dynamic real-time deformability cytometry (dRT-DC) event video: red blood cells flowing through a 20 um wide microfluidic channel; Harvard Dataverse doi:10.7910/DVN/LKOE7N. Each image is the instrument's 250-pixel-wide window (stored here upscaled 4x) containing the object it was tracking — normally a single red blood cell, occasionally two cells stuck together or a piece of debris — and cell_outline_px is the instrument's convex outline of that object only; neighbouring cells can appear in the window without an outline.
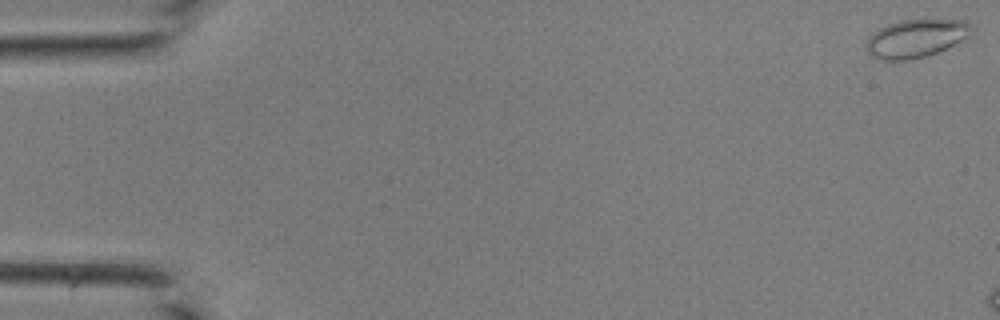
{"species": "common noctule bat (a hibernating species)", "species_latin": "Nyctalus noctula", "temperature_condition": "room temperature", "stored_images_in_passage": 5, "camera_frame_rate_fps": 3000, "um_per_image_px": 0.085, "animal": {"sex": "male", "body_mass_g": 19.0, "forearm_length_mm": 50.8}, "frame": {"image": 1, "passage_image": 1, "time_ms": 0.0, "image_size_px": [1000, 320], "cell_outline_px": [[968, 36], [936, 52], [924, 56], [908, 60], [884, 60], [872, 56], [868, 52], [864, 44], [868, 36], [872, 32], [888, 24], [900, 20], [968, 20]], "centroid_in_image_um": [77.74, 3.26], "position_along_channel_um": 7.3, "area_um2": 22.83}}